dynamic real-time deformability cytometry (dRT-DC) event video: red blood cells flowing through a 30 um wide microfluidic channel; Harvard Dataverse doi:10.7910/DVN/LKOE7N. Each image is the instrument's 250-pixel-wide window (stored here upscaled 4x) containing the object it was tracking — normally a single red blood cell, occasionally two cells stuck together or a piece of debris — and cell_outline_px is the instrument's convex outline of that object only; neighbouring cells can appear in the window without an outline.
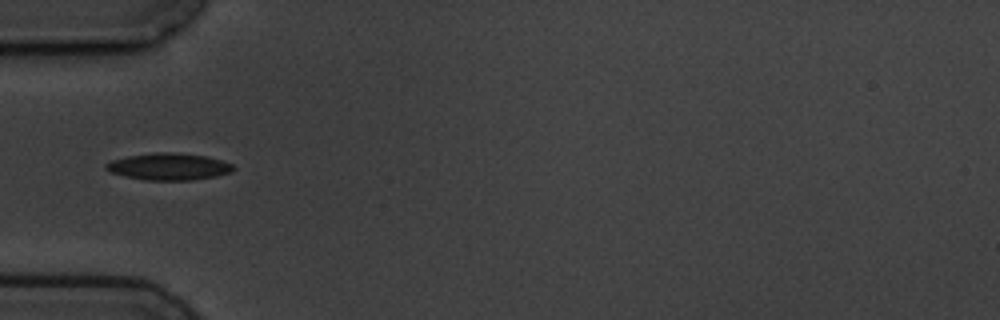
{"species": "common noctule bat (a hibernating species)", "species_latin": "Nyctalus noctula", "temperature_condition": "cold", "stored_images_in_passage": 9, "camera_frame_rate_fps": 3000, "um_per_image_px": 0.085, "animal": {"sex": "male", "body_mass_g": 19.5, "forearm_length_mm": 54.6}, "frame": {"image": 1, "passage_image": 6, "time_ms": 5.667, "image_size_px": [1000, 320], "cell_outline_px": [[236, 168], [232, 172], [216, 176], [192, 180], [144, 180], [108, 172], [104, 168], [104, 164], [112, 160], [128, 156], [156, 152], [176, 152], [208, 156], [232, 164]], "centroid_in_image_um": [14.34, 14.16], "position_along_channel_um": 70.7, "area_um2": 20.11}}
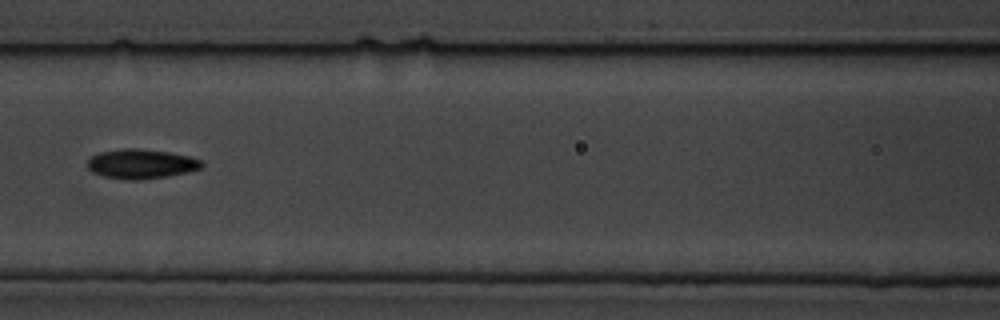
{"frame": {"image": 2, "passage_image": 8, "time_ms": 8.0, "image_size_px": [1000, 320], "cell_outline_px": [[204, 164], [200, 168], [188, 172], [168, 176], [140, 180], [124, 180], [104, 176], [92, 172], [88, 168], [88, 160], [92, 156], [100, 152], [124, 148], [136, 148], [168, 152], [188, 156], [200, 160]], "centroid_in_image_um": [11.98, 13.94], "position_along_channel_um": 154.6, "area_um2": 19.59}}
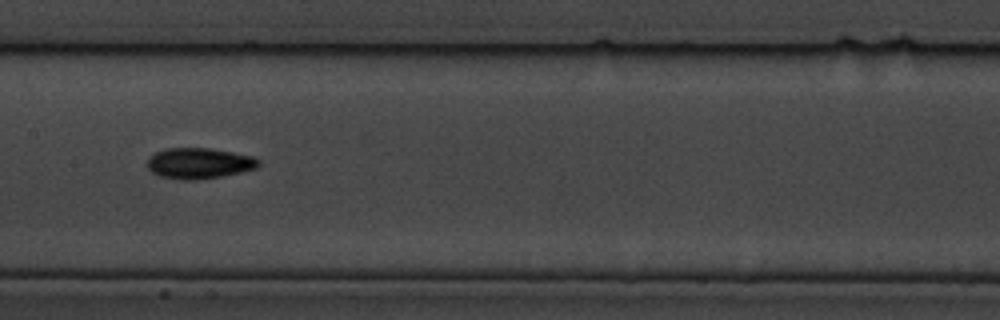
{"frame": {"image": 3, "passage_image": 9, "time_ms": 9.0, "image_size_px": [1000, 320], "cell_outline_px": [[260, 164], [256, 168], [240, 172], [220, 176], [196, 180], [180, 180], [160, 176], [152, 172], [148, 168], [148, 156], [164, 148], [208, 148], [232, 152], [252, 156], [260, 160]], "centroid_in_image_um": [16.9, 13.87], "position_along_channel_um": 190.5, "area_um2": 19.94}}